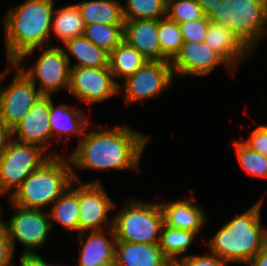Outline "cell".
Listing matches in <instances>:
<instances>
[{
	"mask_svg": "<svg viewBox=\"0 0 267 266\" xmlns=\"http://www.w3.org/2000/svg\"><path fill=\"white\" fill-rule=\"evenodd\" d=\"M133 130L127 125H115L113 128L94 125V130L87 129L77 148L68 154L73 179L82 182L74 170L75 167L79 170L131 169L138 171L141 155L149 137Z\"/></svg>",
	"mask_w": 267,
	"mask_h": 266,
	"instance_id": "6da1fadb",
	"label": "cell"
},
{
	"mask_svg": "<svg viewBox=\"0 0 267 266\" xmlns=\"http://www.w3.org/2000/svg\"><path fill=\"white\" fill-rule=\"evenodd\" d=\"M54 0H26L3 19L8 64H23L37 48L50 46Z\"/></svg>",
	"mask_w": 267,
	"mask_h": 266,
	"instance_id": "7a4b0ae2",
	"label": "cell"
},
{
	"mask_svg": "<svg viewBox=\"0 0 267 266\" xmlns=\"http://www.w3.org/2000/svg\"><path fill=\"white\" fill-rule=\"evenodd\" d=\"M263 198L231 218L204 243L209 252L227 263L247 264L267 246V229L261 226Z\"/></svg>",
	"mask_w": 267,
	"mask_h": 266,
	"instance_id": "3957f363",
	"label": "cell"
},
{
	"mask_svg": "<svg viewBox=\"0 0 267 266\" xmlns=\"http://www.w3.org/2000/svg\"><path fill=\"white\" fill-rule=\"evenodd\" d=\"M73 181L69 157L51 156L24 180L9 202L25 209L42 210L52 205Z\"/></svg>",
	"mask_w": 267,
	"mask_h": 266,
	"instance_id": "277c9868",
	"label": "cell"
},
{
	"mask_svg": "<svg viewBox=\"0 0 267 266\" xmlns=\"http://www.w3.org/2000/svg\"><path fill=\"white\" fill-rule=\"evenodd\" d=\"M208 18L233 30L253 53L267 36V0H223Z\"/></svg>",
	"mask_w": 267,
	"mask_h": 266,
	"instance_id": "5b68a950",
	"label": "cell"
},
{
	"mask_svg": "<svg viewBox=\"0 0 267 266\" xmlns=\"http://www.w3.org/2000/svg\"><path fill=\"white\" fill-rule=\"evenodd\" d=\"M113 216L117 241L159 244L164 223L160 203L142 202L135 198Z\"/></svg>",
	"mask_w": 267,
	"mask_h": 266,
	"instance_id": "8992f818",
	"label": "cell"
},
{
	"mask_svg": "<svg viewBox=\"0 0 267 266\" xmlns=\"http://www.w3.org/2000/svg\"><path fill=\"white\" fill-rule=\"evenodd\" d=\"M51 156L36 145L11 139L0 155V194L9 198Z\"/></svg>",
	"mask_w": 267,
	"mask_h": 266,
	"instance_id": "52a82bcc",
	"label": "cell"
},
{
	"mask_svg": "<svg viewBox=\"0 0 267 266\" xmlns=\"http://www.w3.org/2000/svg\"><path fill=\"white\" fill-rule=\"evenodd\" d=\"M41 54L32 66L25 69L23 64L17 65L36 85L41 95L55 96L62 89H69L71 58L59 45L39 48ZM38 82V84H37Z\"/></svg>",
	"mask_w": 267,
	"mask_h": 266,
	"instance_id": "ba28073f",
	"label": "cell"
},
{
	"mask_svg": "<svg viewBox=\"0 0 267 266\" xmlns=\"http://www.w3.org/2000/svg\"><path fill=\"white\" fill-rule=\"evenodd\" d=\"M3 71L0 77V122L11 129L23 119L34 102L41 96L36 85L14 63ZM16 70V74L9 84H3L8 71ZM1 84H3L1 86Z\"/></svg>",
	"mask_w": 267,
	"mask_h": 266,
	"instance_id": "9c48e42d",
	"label": "cell"
},
{
	"mask_svg": "<svg viewBox=\"0 0 267 266\" xmlns=\"http://www.w3.org/2000/svg\"><path fill=\"white\" fill-rule=\"evenodd\" d=\"M11 205L16 211L5 223L14 250L15 241H18L24 246L23 256L39 255L35 251L44 247L53 227L47 211L21 208L12 202Z\"/></svg>",
	"mask_w": 267,
	"mask_h": 266,
	"instance_id": "30bf717a",
	"label": "cell"
},
{
	"mask_svg": "<svg viewBox=\"0 0 267 266\" xmlns=\"http://www.w3.org/2000/svg\"><path fill=\"white\" fill-rule=\"evenodd\" d=\"M172 80L174 75L171 62L148 61L126 78L122 83L123 86L119 85V95L123 94L125 104L143 102L160 96L171 86Z\"/></svg>",
	"mask_w": 267,
	"mask_h": 266,
	"instance_id": "8fae6325",
	"label": "cell"
},
{
	"mask_svg": "<svg viewBox=\"0 0 267 266\" xmlns=\"http://www.w3.org/2000/svg\"><path fill=\"white\" fill-rule=\"evenodd\" d=\"M119 85L115 82L110 67H71L68 91L91 106L118 96Z\"/></svg>",
	"mask_w": 267,
	"mask_h": 266,
	"instance_id": "7c38bea8",
	"label": "cell"
},
{
	"mask_svg": "<svg viewBox=\"0 0 267 266\" xmlns=\"http://www.w3.org/2000/svg\"><path fill=\"white\" fill-rule=\"evenodd\" d=\"M116 206L98 179L79 182V233L113 227L108 213Z\"/></svg>",
	"mask_w": 267,
	"mask_h": 266,
	"instance_id": "4fadbf2b",
	"label": "cell"
},
{
	"mask_svg": "<svg viewBox=\"0 0 267 266\" xmlns=\"http://www.w3.org/2000/svg\"><path fill=\"white\" fill-rule=\"evenodd\" d=\"M52 100L53 98L50 95L38 97L23 119L12 128V138L23 143L39 146L50 156H58L61 153L48 149L49 146H52L49 120L50 102Z\"/></svg>",
	"mask_w": 267,
	"mask_h": 266,
	"instance_id": "5bb4252c",
	"label": "cell"
},
{
	"mask_svg": "<svg viewBox=\"0 0 267 266\" xmlns=\"http://www.w3.org/2000/svg\"><path fill=\"white\" fill-rule=\"evenodd\" d=\"M219 65H225L227 71L234 76L235 71L229 64L205 42H184L179 53L171 61L175 76H205L210 74Z\"/></svg>",
	"mask_w": 267,
	"mask_h": 266,
	"instance_id": "9a60e30c",
	"label": "cell"
},
{
	"mask_svg": "<svg viewBox=\"0 0 267 266\" xmlns=\"http://www.w3.org/2000/svg\"><path fill=\"white\" fill-rule=\"evenodd\" d=\"M78 266H111L115 264L116 235L114 228L78 234Z\"/></svg>",
	"mask_w": 267,
	"mask_h": 266,
	"instance_id": "2e32d148",
	"label": "cell"
},
{
	"mask_svg": "<svg viewBox=\"0 0 267 266\" xmlns=\"http://www.w3.org/2000/svg\"><path fill=\"white\" fill-rule=\"evenodd\" d=\"M193 196L175 201L161 202L165 225L180 230L201 233L207 223L206 211L195 204Z\"/></svg>",
	"mask_w": 267,
	"mask_h": 266,
	"instance_id": "e0dca14e",
	"label": "cell"
},
{
	"mask_svg": "<svg viewBox=\"0 0 267 266\" xmlns=\"http://www.w3.org/2000/svg\"><path fill=\"white\" fill-rule=\"evenodd\" d=\"M204 42L217 52L235 71L241 60L251 57L253 52L229 27L209 21Z\"/></svg>",
	"mask_w": 267,
	"mask_h": 266,
	"instance_id": "ac0fdd59",
	"label": "cell"
},
{
	"mask_svg": "<svg viewBox=\"0 0 267 266\" xmlns=\"http://www.w3.org/2000/svg\"><path fill=\"white\" fill-rule=\"evenodd\" d=\"M123 40L136 48L148 61H162L158 20H125Z\"/></svg>",
	"mask_w": 267,
	"mask_h": 266,
	"instance_id": "d6986e66",
	"label": "cell"
},
{
	"mask_svg": "<svg viewBox=\"0 0 267 266\" xmlns=\"http://www.w3.org/2000/svg\"><path fill=\"white\" fill-rule=\"evenodd\" d=\"M49 120L51 124L52 138L59 142L70 139L68 136H77L79 141L84 136L89 125L93 124L91 119L86 117L82 109L67 104L55 106L53 100L50 102ZM90 120V121H89ZM68 134V135H67ZM67 136L64 140L62 137Z\"/></svg>",
	"mask_w": 267,
	"mask_h": 266,
	"instance_id": "ffe728a7",
	"label": "cell"
},
{
	"mask_svg": "<svg viewBox=\"0 0 267 266\" xmlns=\"http://www.w3.org/2000/svg\"><path fill=\"white\" fill-rule=\"evenodd\" d=\"M159 244L116 242L115 266H168Z\"/></svg>",
	"mask_w": 267,
	"mask_h": 266,
	"instance_id": "44dd1931",
	"label": "cell"
},
{
	"mask_svg": "<svg viewBox=\"0 0 267 266\" xmlns=\"http://www.w3.org/2000/svg\"><path fill=\"white\" fill-rule=\"evenodd\" d=\"M76 186L74 187V185ZM49 219L68 231L79 234V182L73 181L67 190L50 206Z\"/></svg>",
	"mask_w": 267,
	"mask_h": 266,
	"instance_id": "7402d4cb",
	"label": "cell"
},
{
	"mask_svg": "<svg viewBox=\"0 0 267 266\" xmlns=\"http://www.w3.org/2000/svg\"><path fill=\"white\" fill-rule=\"evenodd\" d=\"M122 2L118 0H89L77 2L84 25L103 23L124 25Z\"/></svg>",
	"mask_w": 267,
	"mask_h": 266,
	"instance_id": "603a6c76",
	"label": "cell"
},
{
	"mask_svg": "<svg viewBox=\"0 0 267 266\" xmlns=\"http://www.w3.org/2000/svg\"><path fill=\"white\" fill-rule=\"evenodd\" d=\"M147 62V58H145L136 48L130 46L124 40H122L109 53L110 71L118 85H120V83L117 81L120 78H122V81H124Z\"/></svg>",
	"mask_w": 267,
	"mask_h": 266,
	"instance_id": "cb8c5ba5",
	"label": "cell"
},
{
	"mask_svg": "<svg viewBox=\"0 0 267 266\" xmlns=\"http://www.w3.org/2000/svg\"><path fill=\"white\" fill-rule=\"evenodd\" d=\"M84 22L76 3L55 8L52 16L51 33L64 44L75 37L83 36Z\"/></svg>",
	"mask_w": 267,
	"mask_h": 266,
	"instance_id": "d4e9b609",
	"label": "cell"
},
{
	"mask_svg": "<svg viewBox=\"0 0 267 266\" xmlns=\"http://www.w3.org/2000/svg\"><path fill=\"white\" fill-rule=\"evenodd\" d=\"M65 53L69 52L77 60L71 67H108L109 53L97 47L84 36L75 37L64 43Z\"/></svg>",
	"mask_w": 267,
	"mask_h": 266,
	"instance_id": "484cf974",
	"label": "cell"
},
{
	"mask_svg": "<svg viewBox=\"0 0 267 266\" xmlns=\"http://www.w3.org/2000/svg\"><path fill=\"white\" fill-rule=\"evenodd\" d=\"M197 236L198 234L194 231L171 228L164 224L159 246L171 262H179L188 255L186 251Z\"/></svg>",
	"mask_w": 267,
	"mask_h": 266,
	"instance_id": "4316f807",
	"label": "cell"
},
{
	"mask_svg": "<svg viewBox=\"0 0 267 266\" xmlns=\"http://www.w3.org/2000/svg\"><path fill=\"white\" fill-rule=\"evenodd\" d=\"M124 25L96 23L85 25L83 36L110 53L122 40Z\"/></svg>",
	"mask_w": 267,
	"mask_h": 266,
	"instance_id": "83f0119b",
	"label": "cell"
},
{
	"mask_svg": "<svg viewBox=\"0 0 267 266\" xmlns=\"http://www.w3.org/2000/svg\"><path fill=\"white\" fill-rule=\"evenodd\" d=\"M158 38L162 50V61L171 62L184 43L178 23L167 17L159 19Z\"/></svg>",
	"mask_w": 267,
	"mask_h": 266,
	"instance_id": "f1b7e54d",
	"label": "cell"
},
{
	"mask_svg": "<svg viewBox=\"0 0 267 266\" xmlns=\"http://www.w3.org/2000/svg\"><path fill=\"white\" fill-rule=\"evenodd\" d=\"M122 5L124 20L155 19L166 17L167 0H125Z\"/></svg>",
	"mask_w": 267,
	"mask_h": 266,
	"instance_id": "f546056e",
	"label": "cell"
},
{
	"mask_svg": "<svg viewBox=\"0 0 267 266\" xmlns=\"http://www.w3.org/2000/svg\"><path fill=\"white\" fill-rule=\"evenodd\" d=\"M236 157L242 170L252 177L267 179V157L251 150L242 141H233Z\"/></svg>",
	"mask_w": 267,
	"mask_h": 266,
	"instance_id": "4dcf8cb0",
	"label": "cell"
},
{
	"mask_svg": "<svg viewBox=\"0 0 267 266\" xmlns=\"http://www.w3.org/2000/svg\"><path fill=\"white\" fill-rule=\"evenodd\" d=\"M204 16L197 0H167L166 17L178 24Z\"/></svg>",
	"mask_w": 267,
	"mask_h": 266,
	"instance_id": "1f68e13d",
	"label": "cell"
},
{
	"mask_svg": "<svg viewBox=\"0 0 267 266\" xmlns=\"http://www.w3.org/2000/svg\"><path fill=\"white\" fill-rule=\"evenodd\" d=\"M210 19L203 16L198 20H190L178 24L184 42L202 43L208 31Z\"/></svg>",
	"mask_w": 267,
	"mask_h": 266,
	"instance_id": "d6a6232c",
	"label": "cell"
},
{
	"mask_svg": "<svg viewBox=\"0 0 267 266\" xmlns=\"http://www.w3.org/2000/svg\"><path fill=\"white\" fill-rule=\"evenodd\" d=\"M14 254L15 250L11 243L5 220L0 217V266H15Z\"/></svg>",
	"mask_w": 267,
	"mask_h": 266,
	"instance_id": "836d02e7",
	"label": "cell"
},
{
	"mask_svg": "<svg viewBox=\"0 0 267 266\" xmlns=\"http://www.w3.org/2000/svg\"><path fill=\"white\" fill-rule=\"evenodd\" d=\"M251 150L267 157V125H260L250 132L249 139L241 140Z\"/></svg>",
	"mask_w": 267,
	"mask_h": 266,
	"instance_id": "e575fe53",
	"label": "cell"
},
{
	"mask_svg": "<svg viewBox=\"0 0 267 266\" xmlns=\"http://www.w3.org/2000/svg\"><path fill=\"white\" fill-rule=\"evenodd\" d=\"M183 266H227V262L217 255L206 252L201 255H187L179 261Z\"/></svg>",
	"mask_w": 267,
	"mask_h": 266,
	"instance_id": "d590c367",
	"label": "cell"
},
{
	"mask_svg": "<svg viewBox=\"0 0 267 266\" xmlns=\"http://www.w3.org/2000/svg\"><path fill=\"white\" fill-rule=\"evenodd\" d=\"M19 266H57L45 261L40 255L21 256Z\"/></svg>",
	"mask_w": 267,
	"mask_h": 266,
	"instance_id": "8d00e7d4",
	"label": "cell"
},
{
	"mask_svg": "<svg viewBox=\"0 0 267 266\" xmlns=\"http://www.w3.org/2000/svg\"><path fill=\"white\" fill-rule=\"evenodd\" d=\"M11 139L12 129L0 122V155L5 151Z\"/></svg>",
	"mask_w": 267,
	"mask_h": 266,
	"instance_id": "74e56055",
	"label": "cell"
},
{
	"mask_svg": "<svg viewBox=\"0 0 267 266\" xmlns=\"http://www.w3.org/2000/svg\"><path fill=\"white\" fill-rule=\"evenodd\" d=\"M247 266H267V246L252 258Z\"/></svg>",
	"mask_w": 267,
	"mask_h": 266,
	"instance_id": "f35d334b",
	"label": "cell"
},
{
	"mask_svg": "<svg viewBox=\"0 0 267 266\" xmlns=\"http://www.w3.org/2000/svg\"><path fill=\"white\" fill-rule=\"evenodd\" d=\"M199 5L202 8V11L205 16H209L214 8L218 6V2H221L223 0H197Z\"/></svg>",
	"mask_w": 267,
	"mask_h": 266,
	"instance_id": "ab89813d",
	"label": "cell"
},
{
	"mask_svg": "<svg viewBox=\"0 0 267 266\" xmlns=\"http://www.w3.org/2000/svg\"><path fill=\"white\" fill-rule=\"evenodd\" d=\"M168 266H183L180 262H170Z\"/></svg>",
	"mask_w": 267,
	"mask_h": 266,
	"instance_id": "60d3db41",
	"label": "cell"
}]
</instances>
